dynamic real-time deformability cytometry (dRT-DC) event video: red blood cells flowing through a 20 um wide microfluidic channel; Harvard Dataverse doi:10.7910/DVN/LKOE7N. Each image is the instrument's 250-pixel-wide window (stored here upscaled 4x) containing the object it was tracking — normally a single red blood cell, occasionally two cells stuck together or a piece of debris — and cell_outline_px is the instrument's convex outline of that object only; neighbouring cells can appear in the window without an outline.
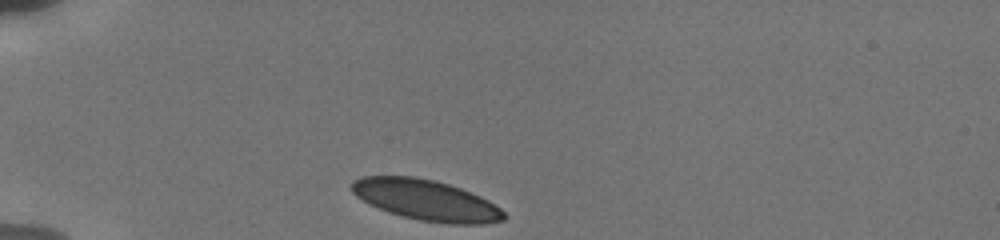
{"species": "human", "species_latin": "Homo sapiens", "temperature_condition": "cold", "stored_images_in_passage": 9, "camera_frame_rate_fps": 3000, "um_per_image_px": 0.085, "donor": {"sex": "male"}, "frame": {"image": 1, "passage_image": 1, "time_ms": 0.0, "image_size_px": [1000, 240], "cell_outline_px": [[508, 216], [504, 220], [484, 224], [448, 224], [420, 220], [388, 212], [368, 204], [356, 196], [352, 192], [352, 180], [364, 176], [412, 176], [432, 180], [448, 184], [460, 188], [480, 196], [488, 200], [500, 208]], "centroid_in_image_um": [36.23, 17.01], "position_along_channel_um": 48.8, "area_um2": 36.01}}
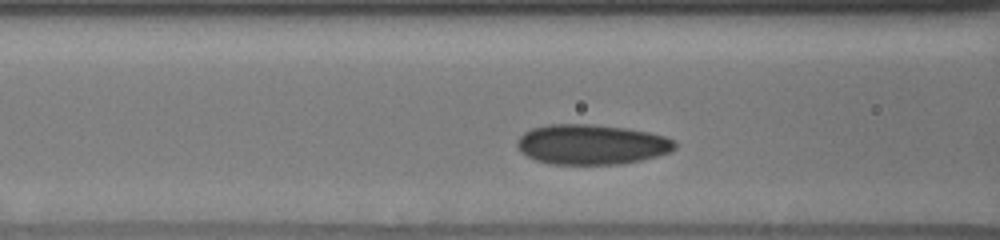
{"frame": {"image": 2, "passage_image": 6, "time_ms": 2.667, "image_size_px": [1000, 240], "cell_outline_px": [[676, 148], [672, 152], [640, 160], [620, 164], [548, 164], [536, 160], [520, 152], [516, 144], [520, 136], [524, 132], [532, 128], [548, 124], [588, 124], [624, 128], [648, 132], [664, 136], [672, 140], [676, 144]], "centroid_in_image_um": [50.26, 12.28], "position_along_channel_um": 116.3, "area_um2": 36.76}}
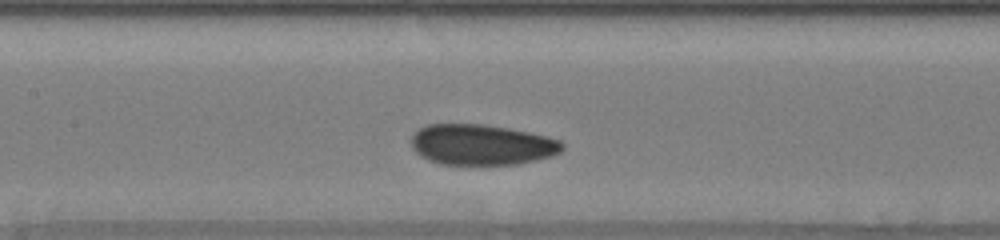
{"frame": {"image": 3, "passage_image": 8, "time_ms": 4.0, "image_size_px": [1000, 240], "cell_outline_px": [[564, 148], [560, 152], [552, 156], [536, 160], [516, 164], [440, 164], [428, 160], [416, 152], [412, 148], [412, 136], [420, 128], [428, 124], [484, 124], [508, 128], [548, 136], [560, 140], [564, 144]], "centroid_in_image_um": [40.96, 12.3], "position_along_channel_um": 166.4, "area_um2": 35.72}}